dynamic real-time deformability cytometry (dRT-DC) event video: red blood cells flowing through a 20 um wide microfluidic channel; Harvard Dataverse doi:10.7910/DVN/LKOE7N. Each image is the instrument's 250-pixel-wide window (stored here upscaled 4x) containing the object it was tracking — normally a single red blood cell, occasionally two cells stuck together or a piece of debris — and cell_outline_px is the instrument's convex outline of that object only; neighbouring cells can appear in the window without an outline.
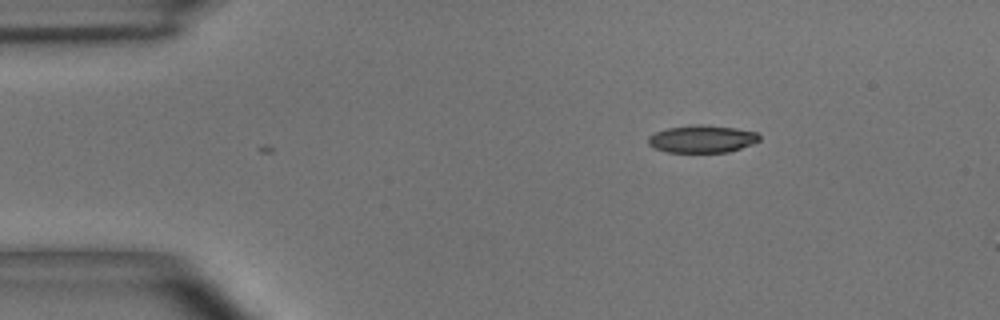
{"species": "common noctule bat (a hibernating species)", "species_latin": "Nyctalus noctula", "temperature_condition": "room temperature", "stored_images_in_passage": 2, "camera_frame_rate_fps": 3000, "um_per_image_px": 0.085, "animal": {"sex": "male", "body_mass_g": 15.6}, "frame": {"image": 1, "passage_image": 1, "time_ms": 0.0, "image_size_px": [1000, 320], "cell_outline_px": [[760, 140], [752, 144], [728, 152], [668, 152], [656, 148], [648, 144], [648, 136], [656, 132], [668, 128], [736, 128], [756, 132], [760, 136]], "centroid_in_image_um": [59.69, 11.87], "position_along_channel_um": 25.3, "area_um2": 16.65}}